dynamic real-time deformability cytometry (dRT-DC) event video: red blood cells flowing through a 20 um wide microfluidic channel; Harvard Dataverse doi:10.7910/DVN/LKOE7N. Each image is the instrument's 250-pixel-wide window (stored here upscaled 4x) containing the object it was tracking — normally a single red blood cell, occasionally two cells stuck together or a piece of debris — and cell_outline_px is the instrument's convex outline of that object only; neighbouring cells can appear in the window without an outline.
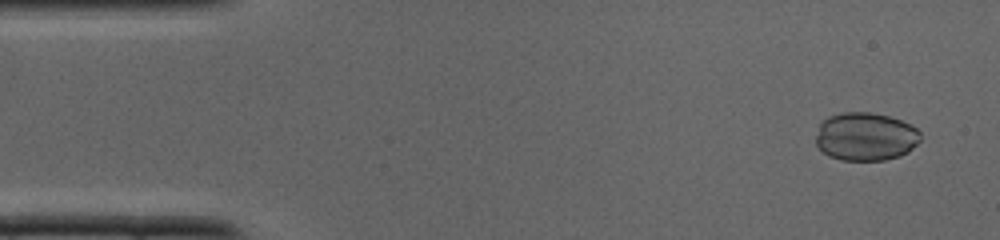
{"species": "common noctule bat (a hibernating species)", "species_latin": "Nyctalus noctula", "temperature_condition": "cold", "stored_images_in_passage": 36, "camera_frame_rate_fps": 3000, "um_per_image_px": 0.085, "animal": {"sex": "male", "body_mass_g": 19.0, "forearm_length_mm": 50.8}, "frame": {"image": 1, "passage_image": 2, "time_ms": 0.333, "image_size_px": [1000, 240], "cell_outline_px": [[920, 140], [908, 152], [900, 156], [884, 160], [840, 160], [828, 156], [816, 144], [816, 136], [820, 124], [828, 116], [840, 112], [872, 112], [888, 116], [900, 120], [916, 128], [920, 132]], "centroid_in_image_um": [73.56, 11.61], "position_along_channel_um": 11.4, "area_um2": 29.42}}
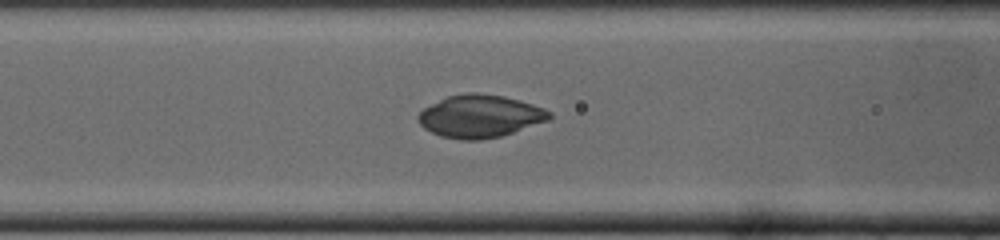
{"frame": {"image": 2, "passage_image": 14, "time_ms": 4.333, "image_size_px": [1000, 240], "cell_outline_px": [[552, 116], [548, 120], [500, 136], [480, 140], [464, 140], [440, 136], [424, 128], [420, 124], [416, 116], [424, 108], [448, 96], [468, 92], [476, 92], [504, 96], [520, 100], [544, 108], [552, 112]], "centroid_in_image_um": [40.79, 9.87], "position_along_channel_um": 125.8, "area_um2": 32.43}}
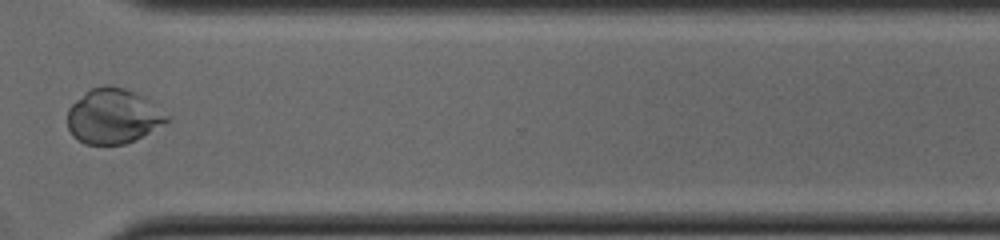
{"frame": {"image": 3, "passage_image": 27, "time_ms": 8.667, "image_size_px": [1000, 240], "cell_outline_px": [[172, 120], [124, 144], [84, 144], [72, 136], [68, 128], [68, 108], [76, 100], [92, 88], [104, 84], [108, 84], [124, 88], [140, 96], [172, 116]], "centroid_in_image_um": [9.6, 9.88], "position_along_channel_um": 361.0, "area_um2": 31.5}}